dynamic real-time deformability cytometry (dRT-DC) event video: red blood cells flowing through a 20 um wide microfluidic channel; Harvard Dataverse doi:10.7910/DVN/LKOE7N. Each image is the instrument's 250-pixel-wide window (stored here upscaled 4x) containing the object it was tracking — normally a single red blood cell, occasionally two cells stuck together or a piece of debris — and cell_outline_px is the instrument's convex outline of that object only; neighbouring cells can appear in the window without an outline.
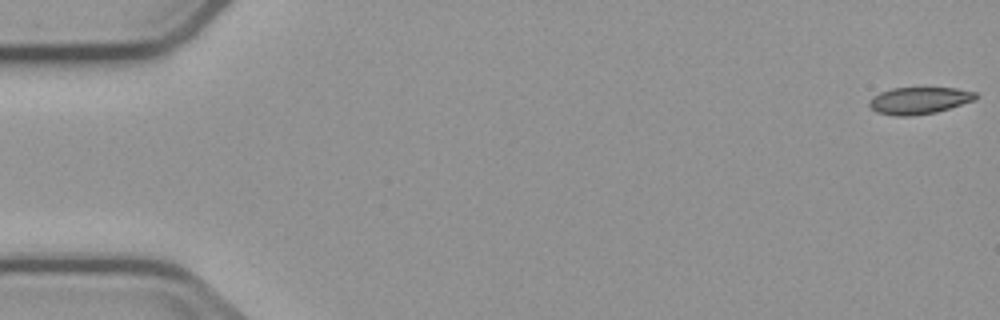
{"species": "common noctule bat (a hibernating species)", "species_latin": "Nyctalus noctula", "temperature_condition": "cold", "stored_images_in_passage": 4, "camera_frame_rate_fps": 3000, "um_per_image_px": 0.085, "animal": {"sex": "male", "body_mass_g": 23.1, "forearm_length_mm": 52.7}, "frame": {"image": 1, "passage_image": 1, "time_ms": 0.0, "image_size_px": [1000, 320], "cell_outline_px": [[976, 100], [936, 112], [912, 116], [896, 116], [876, 112], [868, 104], [872, 96], [880, 92], [892, 88], [956, 88], [976, 92]], "centroid_in_image_um": [78.12, 8.55], "position_along_channel_um": 6.9, "area_um2": 16.7}}